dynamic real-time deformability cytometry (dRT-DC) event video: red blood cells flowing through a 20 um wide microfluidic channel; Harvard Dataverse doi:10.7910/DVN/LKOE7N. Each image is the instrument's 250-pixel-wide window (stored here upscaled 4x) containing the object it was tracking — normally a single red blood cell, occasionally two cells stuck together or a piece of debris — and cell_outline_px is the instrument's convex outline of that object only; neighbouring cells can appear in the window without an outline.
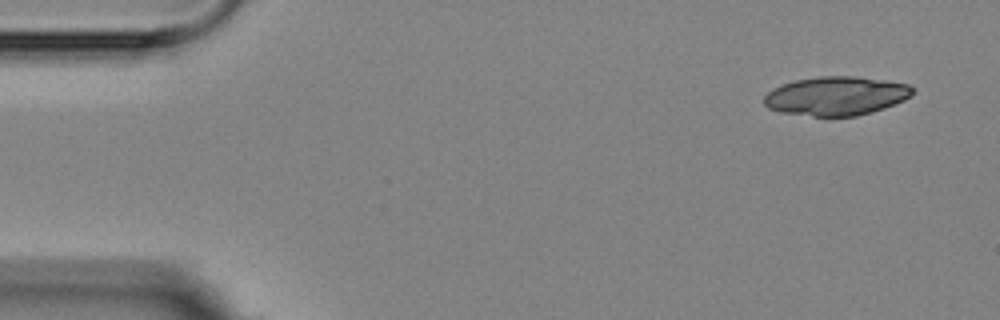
{"species": "Egyptian fruit bat (a non-hibernating species)", "species_latin": "Rousettus aegyptiacus", "temperature_condition": "room temperature", "stored_images_in_passage": 5, "camera_frame_rate_fps": 3000, "um_per_image_px": 0.085, "animal": {"sex": "female"}, "frame": {"image": 1, "passage_image": 1, "time_ms": 0.0, "image_size_px": [1000, 320], "cell_outline_px": [[912, 96], [904, 100], [884, 108], [872, 112], [856, 116], [812, 116], [780, 112], [768, 108], [764, 104], [764, 96], [772, 88], [792, 80], [820, 76], [856, 76], [884, 80], [908, 84], [912, 88]], "centroid_in_image_um": [71.04, 8.15], "position_along_channel_um": 14.0, "area_um2": 33.76}}